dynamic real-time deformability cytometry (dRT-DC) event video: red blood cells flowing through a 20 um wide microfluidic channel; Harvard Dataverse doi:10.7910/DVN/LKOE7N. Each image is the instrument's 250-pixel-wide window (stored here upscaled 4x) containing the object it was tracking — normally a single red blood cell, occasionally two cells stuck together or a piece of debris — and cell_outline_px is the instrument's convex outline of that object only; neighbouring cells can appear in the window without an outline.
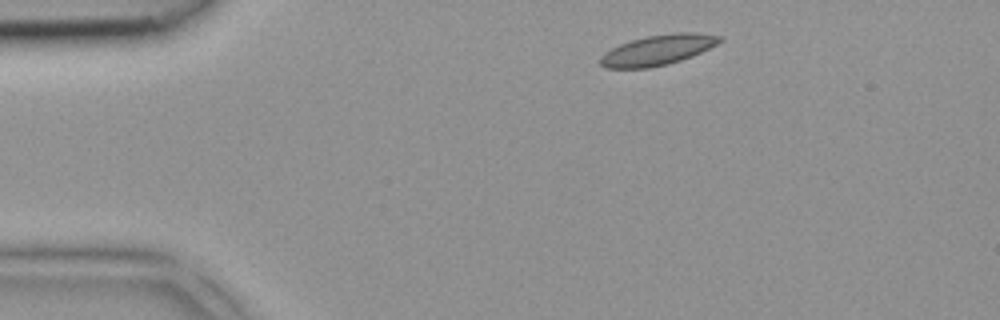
{"species": "common noctule bat (a hibernating species)", "species_latin": "Nyctalus noctula", "temperature_condition": "room temperature", "stored_images_in_passage": 2, "camera_frame_rate_fps": 3000, "um_per_image_px": 0.085, "animal": {"sex": "female", "body_mass_g": 18.4}, "frame": {"image": 1, "passage_image": 1, "time_ms": 0.0, "image_size_px": [1000, 320], "cell_outline_px": [[724, 40], [692, 56], [668, 64], [648, 68], [608, 68], [600, 64], [600, 56], [604, 52], [620, 44], [632, 40], [648, 36], [676, 32], [692, 32], [720, 36]], "centroid_in_image_um": [55.89, 4.25], "position_along_channel_um": 29.1, "area_um2": 20.81}}